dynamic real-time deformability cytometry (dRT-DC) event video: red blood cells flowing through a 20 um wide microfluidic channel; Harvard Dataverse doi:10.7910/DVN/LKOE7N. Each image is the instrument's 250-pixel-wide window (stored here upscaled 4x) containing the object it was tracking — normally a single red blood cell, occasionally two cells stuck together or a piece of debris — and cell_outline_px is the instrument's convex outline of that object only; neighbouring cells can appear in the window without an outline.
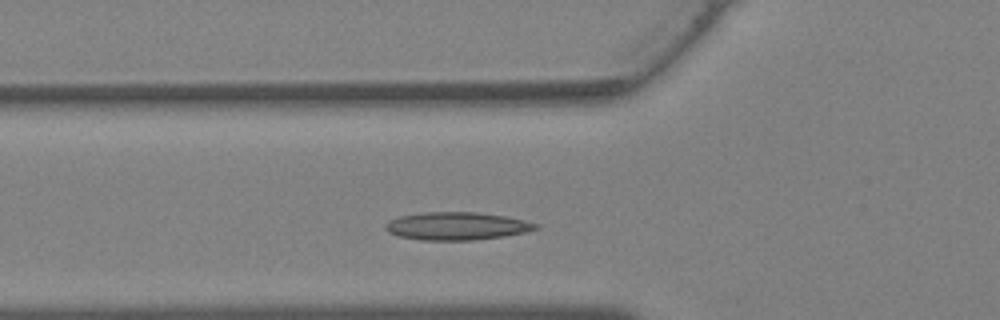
{"species": "Egyptian fruit bat (a non-hibernating species)", "species_latin": "Rousettus aegyptiacus", "temperature_condition": "warm", "stored_images_in_passage": 26, "camera_frame_rate_fps": 3000, "um_per_image_px": 0.085, "animal": {"sex": "female"}, "frame": {"image": 1, "passage_image": 6, "time_ms": 1.667, "image_size_px": [1000, 320], "cell_outline_px": [[540, 228], [524, 232], [504, 236], [472, 240], [420, 240], [400, 236], [388, 232], [384, 228], [388, 220], [400, 216], [424, 212], [476, 212], [504, 216], [540, 224]], "centroid_in_image_um": [38.81, 19.21], "position_along_channel_um": 87.0, "area_um2": 24.28}}
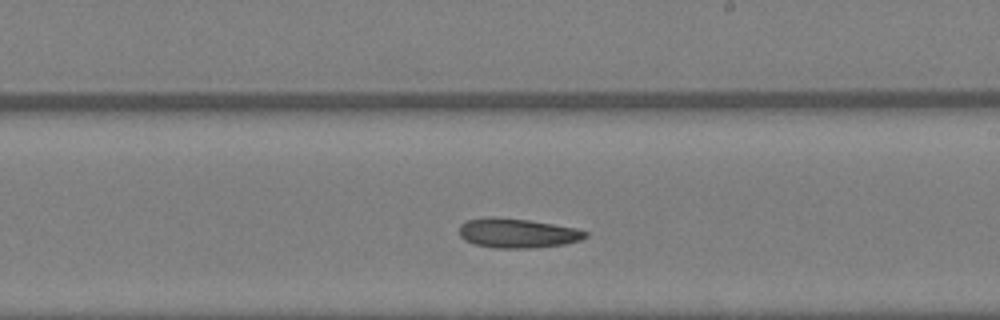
{"frame": {"image": 2, "passage_image": 15, "time_ms": 4.667, "image_size_px": [1000, 320], "cell_outline_px": [[588, 236], [580, 240], [564, 244], [532, 248], [496, 248], [476, 244], [464, 240], [460, 236], [460, 224], [468, 220], [528, 220], [576, 228], [588, 232]], "centroid_in_image_um": [44.06, 19.87], "position_along_channel_um": 244.9, "area_um2": 20.69}}
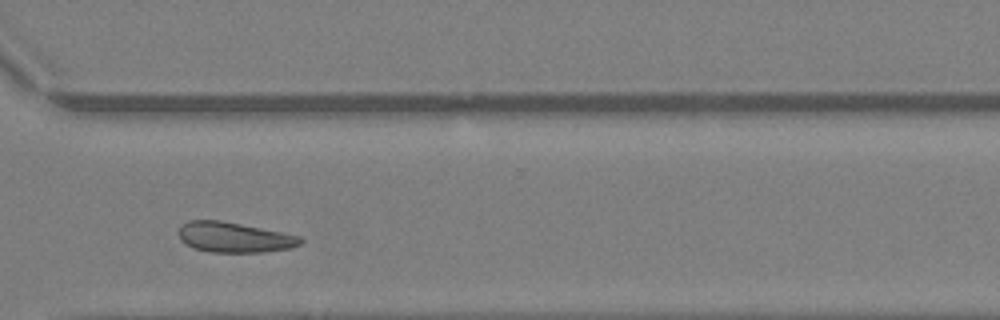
{"frame": {"image": 3, "passage_image": 21, "time_ms": 6.667, "image_size_px": [1000, 320], "cell_outline_px": [[304, 240], [300, 244], [288, 248], [264, 252], [208, 252], [192, 248], [180, 240], [180, 228], [188, 220], [220, 220], [300, 236]], "centroid_in_image_um": [19.89, 20.18], "position_along_channel_um": 350.7, "area_um2": 21.21}}